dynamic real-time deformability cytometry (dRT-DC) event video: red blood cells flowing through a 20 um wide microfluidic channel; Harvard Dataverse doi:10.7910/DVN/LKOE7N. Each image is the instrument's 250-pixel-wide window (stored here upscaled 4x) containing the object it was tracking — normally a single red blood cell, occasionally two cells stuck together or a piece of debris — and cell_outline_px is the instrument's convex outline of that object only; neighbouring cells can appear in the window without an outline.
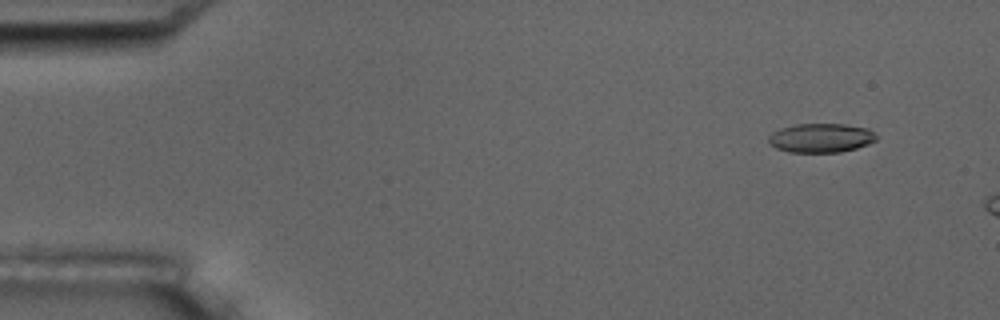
{"species": "common noctule bat (a hibernating species)", "species_latin": "Nyctalus noctula", "temperature_condition": "room temperature", "stored_images_in_passage": 4, "camera_frame_rate_fps": 3000, "um_per_image_px": 0.085, "animal": {"sex": "male", "body_mass_g": 17.5, "forearm_length_mm": 52.3}, "frame": {"image": 1, "passage_image": 2, "time_ms": 1.333, "image_size_px": [1000, 320], "cell_outline_px": [[876, 140], [868, 144], [856, 148], [840, 152], [788, 152], [776, 148], [768, 144], [768, 136], [772, 132], [780, 128], [796, 124], [844, 124], [868, 128], [876, 136]], "centroid_in_image_um": [69.74, 11.72], "position_along_channel_um": 15.3, "area_um2": 18.32}}